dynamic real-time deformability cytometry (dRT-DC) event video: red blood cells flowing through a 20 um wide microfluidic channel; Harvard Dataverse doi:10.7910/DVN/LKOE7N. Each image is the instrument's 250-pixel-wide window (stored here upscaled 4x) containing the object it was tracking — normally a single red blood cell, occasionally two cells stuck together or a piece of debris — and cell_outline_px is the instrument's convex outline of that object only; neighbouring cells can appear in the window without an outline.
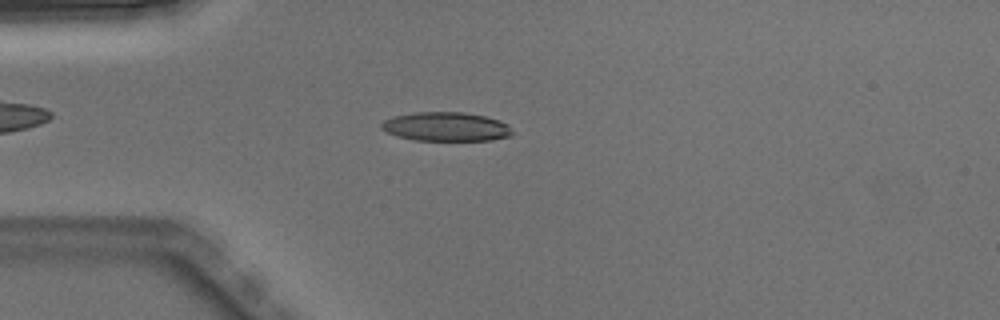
{"species": "Egyptian fruit bat (a non-hibernating species)", "species_latin": "Rousettus aegyptiacus", "temperature_condition": "warm", "stored_images_in_passage": 3, "camera_frame_rate_fps": 3000, "um_per_image_px": 0.085, "animal": {"sex": "male"}, "frame": {"image": 1, "passage_image": 3, "time_ms": 0.667, "image_size_px": [1000, 320], "cell_outline_px": [[512, 136], [492, 140], [412, 140], [396, 136], [380, 128], [380, 124], [384, 120], [392, 116], [416, 112], [464, 112], [484, 116], [500, 120], [508, 124], [512, 132]], "centroid_in_image_um": [37.9, 10.76], "position_along_channel_um": 47.1, "area_um2": 22.25}}